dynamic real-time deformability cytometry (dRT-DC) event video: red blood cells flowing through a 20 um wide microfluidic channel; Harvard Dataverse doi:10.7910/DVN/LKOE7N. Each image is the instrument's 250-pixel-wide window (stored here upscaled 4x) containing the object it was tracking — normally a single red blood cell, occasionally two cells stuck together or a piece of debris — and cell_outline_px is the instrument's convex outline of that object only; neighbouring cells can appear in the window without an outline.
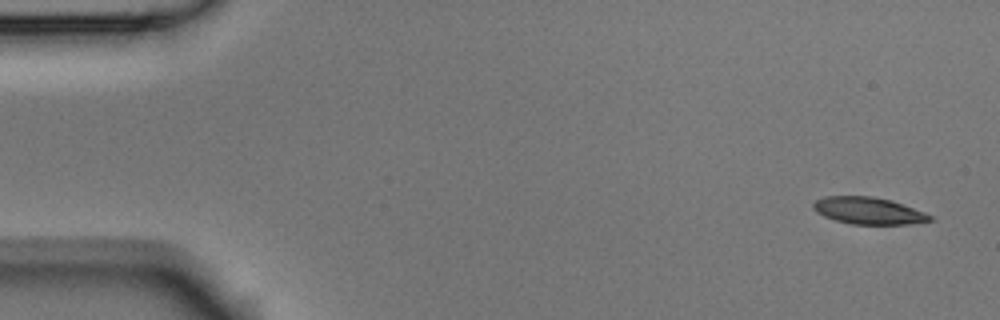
{"species": "Egyptian fruit bat (a non-hibernating species)", "species_latin": "Rousettus aegyptiacus", "temperature_condition": "room temperature", "stored_images_in_passage": 7, "camera_frame_rate_fps": 3000, "um_per_image_px": 0.085, "animal": {"sex": "male"}, "frame": {"image": 1, "passage_image": 1, "time_ms": 0.0, "image_size_px": [1000, 320], "cell_outline_px": [[936, 220], [904, 224], [852, 224], [836, 220], [824, 216], [816, 212], [812, 208], [812, 204], [816, 200], [824, 196], [872, 196], [892, 200], [924, 212], [932, 216]], "centroid_in_image_um": [73.81, 17.9], "position_along_channel_um": 11.2, "area_um2": 18.32}}
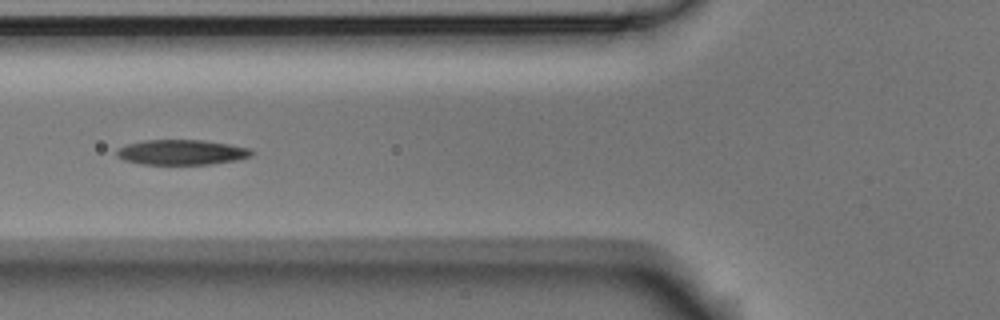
{"frame": {"image": 2, "passage_image": 6, "time_ms": 1.667, "image_size_px": [1000, 320], "cell_outline_px": [[256, 152], [252, 156], [236, 160], [212, 164], [144, 164], [124, 160], [116, 156], [116, 148], [124, 144], [144, 140], [204, 140], [252, 148]], "centroid_in_image_um": [15.44, 12.93], "position_along_channel_um": 110.4, "area_um2": 20.0}}
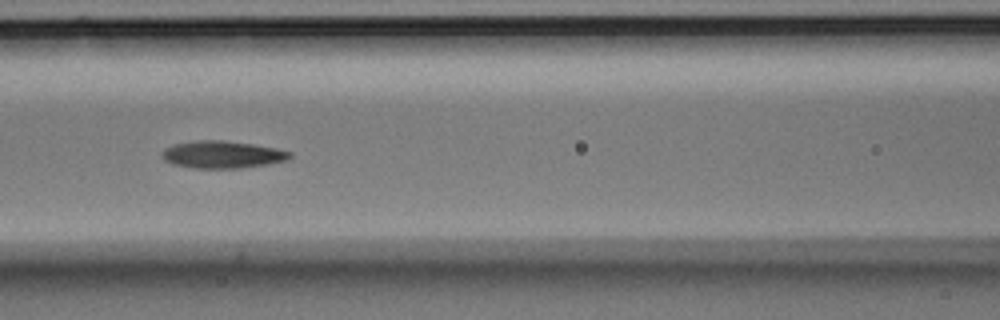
{"frame": {"image": 3, "passage_image": 7, "time_ms": 2.0, "image_size_px": [1000, 320], "cell_outline_px": [[292, 156], [288, 160], [268, 164], [240, 168], [192, 168], [172, 164], [164, 160], [160, 156], [160, 152], [164, 148], [176, 144], [200, 140], [224, 140], [252, 144], [276, 148], [292, 152]], "centroid_in_image_um": [18.89, 13.14], "position_along_channel_um": 147.7, "area_um2": 20.46}}